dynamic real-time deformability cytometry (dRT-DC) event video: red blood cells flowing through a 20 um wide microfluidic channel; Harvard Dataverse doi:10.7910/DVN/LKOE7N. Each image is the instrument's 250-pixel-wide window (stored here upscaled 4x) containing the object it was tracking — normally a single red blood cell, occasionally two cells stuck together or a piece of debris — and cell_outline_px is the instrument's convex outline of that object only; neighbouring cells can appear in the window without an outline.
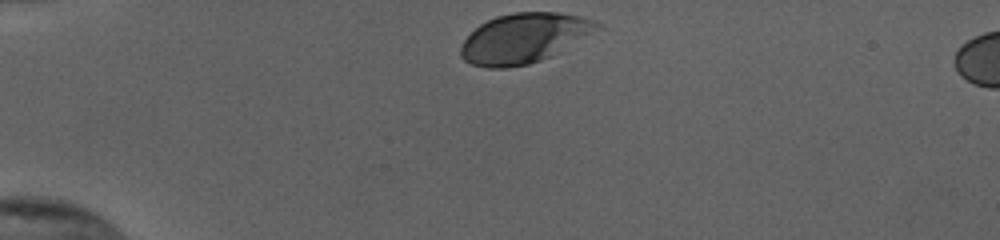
{"species": "human", "species_latin": "Homo sapiens", "temperature_condition": "cold", "stored_images_in_passage": 32, "camera_frame_rate_fps": 3000, "um_per_image_px": 0.085, "donor": {"sex": "female"}, "frame": {"image": 1, "passage_image": 1, "time_ms": 0.0, "image_size_px": [1000, 240], "cell_outline_px": [[604, 28], [552, 56], [528, 64], [504, 68], [488, 68], [472, 64], [464, 60], [460, 56], [460, 48], [464, 40], [480, 24], [496, 16], [512, 12], [556, 12], [580, 16], [592, 20], [600, 24]], "centroid_in_image_um": [44.57, 3.24], "position_along_channel_um": 40.4, "area_um2": 39.65}}
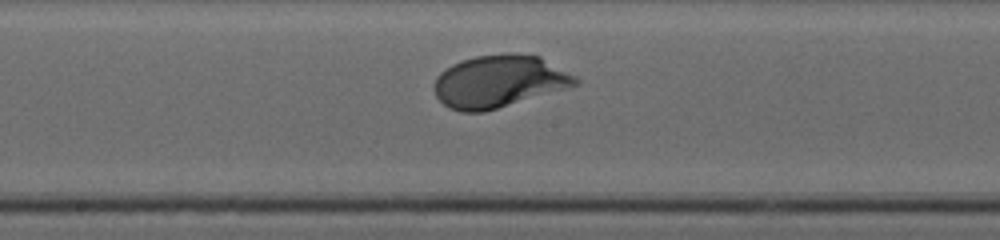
{"frame": {"image": 2, "passage_image": 18, "time_ms": 5.667, "image_size_px": [1000, 240], "cell_outline_px": [[580, 84], [484, 112], [460, 112], [448, 108], [436, 96], [432, 88], [432, 84], [436, 76], [440, 72], [452, 64], [476, 56], [508, 52], [540, 56], [576, 76], [580, 80]], "centroid_in_image_um": [42.39, 6.91], "position_along_channel_um": 205.8, "area_um2": 43.29}}
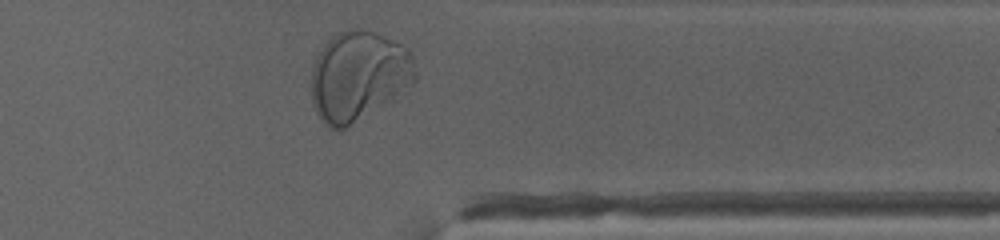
{"frame": {"image": 3, "passage_image": 32, "time_ms": 10.333, "image_size_px": [1000, 240], "cell_outline_px": [[416, 80], [340, 132], [328, 128], [324, 124], [316, 112], [312, 104], [312, 64], [316, 56], [332, 32], [348, 28], [360, 28], [376, 32], [408, 48], [412, 56], [416, 72]], "centroid_in_image_um": [30.41, 6.4], "position_along_channel_um": 381.0, "area_um2": 54.27}, "authors_computed_cell_mechanics": {"area_um2": 41.8183, "velocity_mm_per_s": 3.7993, "shape_relaxation_time_tau1_ms": 2.5864, "shape_relaxation_time_tau2_ms": null, "deformation_change_tau1": 0.1316, "deformation_change_tau2": null}}